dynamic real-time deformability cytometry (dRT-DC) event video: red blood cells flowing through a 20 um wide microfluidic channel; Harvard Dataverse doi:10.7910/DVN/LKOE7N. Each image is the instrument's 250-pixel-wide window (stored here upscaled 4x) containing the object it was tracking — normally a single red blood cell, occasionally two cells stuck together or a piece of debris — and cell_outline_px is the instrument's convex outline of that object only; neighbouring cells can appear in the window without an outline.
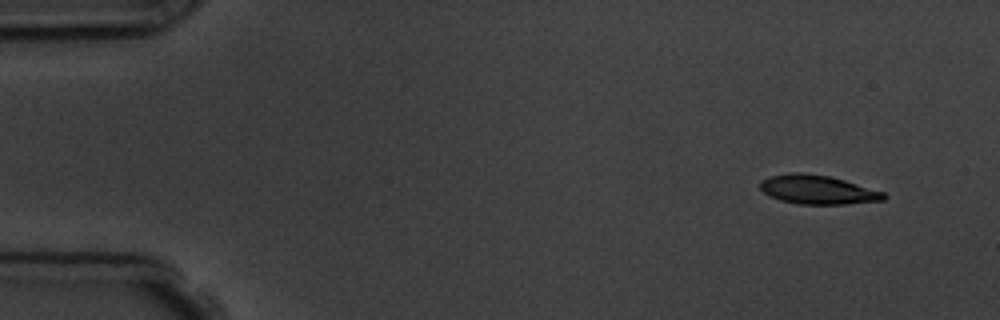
{"species": "common noctule bat (a hibernating species)", "species_latin": "Nyctalus noctula", "temperature_condition": "room temperature", "stored_images_in_passage": 4, "segment_of_instrument_passage": [2, 2], "camera_frame_rate_fps": 3000, "um_per_image_px": 0.085, "animal": {"sex": "male", "body_mass_g": 19.5, "forearm_length_mm": 54.6}, "frame": {"image": 1, "passage_image": 4, "time_ms": 4.333, "image_size_px": [1000, 320], "cell_outline_px": [[888, 196], [884, 200], [844, 204], [796, 204], [780, 200], [764, 192], [760, 188], [760, 180], [768, 176], [788, 172], [800, 172], [828, 176], [844, 180], [884, 192]], "centroid_in_image_um": [69.47, 16.11], "position_along_channel_um": 15.5, "area_um2": 20.87}}